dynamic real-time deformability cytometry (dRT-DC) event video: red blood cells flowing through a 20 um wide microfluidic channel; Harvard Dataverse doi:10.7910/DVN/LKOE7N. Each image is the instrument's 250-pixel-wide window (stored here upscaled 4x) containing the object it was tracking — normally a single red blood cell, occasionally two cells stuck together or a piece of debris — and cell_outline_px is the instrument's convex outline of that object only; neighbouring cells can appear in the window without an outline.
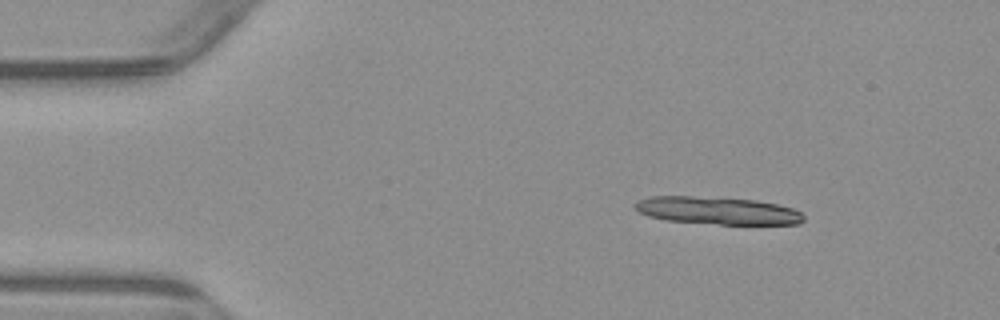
{"species": "common noctule bat (a hibernating species)", "species_latin": "Nyctalus noctula", "temperature_condition": "warm", "stored_images_in_passage": 3, "camera_frame_rate_fps": 3000, "um_per_image_px": 0.085, "animal": {"sex": "male", "body_mass_g": 23.1, "forearm_length_mm": 52.7}, "frame": {"image": 1, "passage_image": 1, "time_ms": 0.0, "image_size_px": [1000, 320], "cell_outline_px": [[804, 220], [800, 224], [720, 224], [664, 220], [648, 216], [640, 212], [632, 204], [636, 200], [652, 196], [692, 196], [756, 200], [776, 204], [792, 208], [800, 212], [804, 216]], "centroid_in_image_um": [60.96, 17.9], "position_along_channel_um": 24.0, "area_um2": 27.05}}